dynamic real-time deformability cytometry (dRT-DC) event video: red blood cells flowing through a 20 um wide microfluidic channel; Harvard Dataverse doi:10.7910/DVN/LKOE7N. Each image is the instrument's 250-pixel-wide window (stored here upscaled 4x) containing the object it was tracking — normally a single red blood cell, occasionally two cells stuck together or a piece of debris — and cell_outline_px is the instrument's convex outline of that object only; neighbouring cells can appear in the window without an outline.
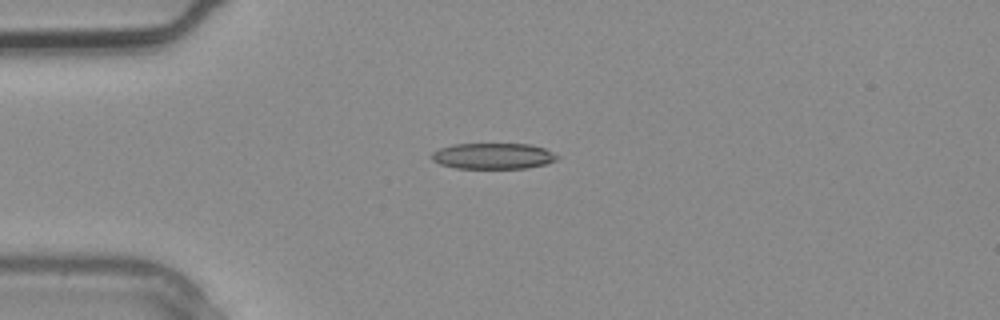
{"species": "common noctule bat (a hibernating species)", "species_latin": "Nyctalus noctula", "temperature_condition": "warm", "stored_images_in_passage": 2, "camera_frame_rate_fps": 3000, "um_per_image_px": 0.085, "animal": {"sex": "male", "body_mass_g": 20.4}, "frame": {"image": 1, "passage_image": 2, "time_ms": 0.333, "image_size_px": [1000, 320], "cell_outline_px": [[560, 156], [556, 160], [548, 164], [528, 168], [456, 168], [440, 164], [432, 160], [432, 152], [440, 148], [452, 144], [528, 144], [544, 148]], "centroid_in_image_um": [41.93, 13.26], "position_along_channel_um": 43.1, "area_um2": 19.02}}